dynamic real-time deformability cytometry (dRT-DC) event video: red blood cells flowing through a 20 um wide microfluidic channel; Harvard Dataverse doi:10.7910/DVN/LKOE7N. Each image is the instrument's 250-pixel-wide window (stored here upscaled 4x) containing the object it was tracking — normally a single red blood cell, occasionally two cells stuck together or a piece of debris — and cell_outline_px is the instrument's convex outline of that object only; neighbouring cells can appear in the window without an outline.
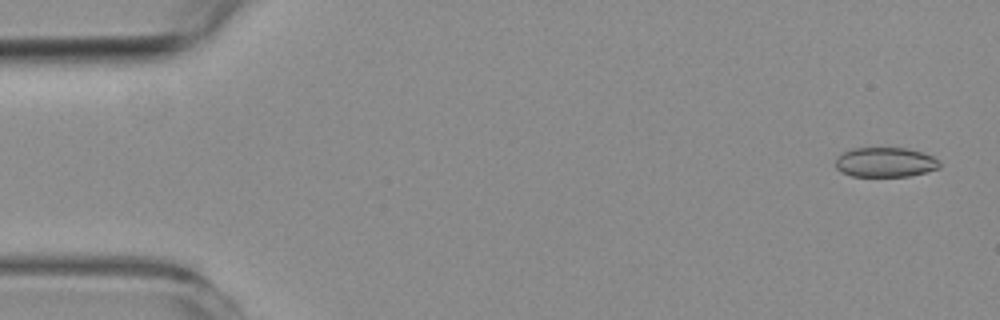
{"species": "common noctule bat (a hibernating species)", "species_latin": "Nyctalus noctula", "temperature_condition": "room temperature", "stored_images_in_passage": 6, "camera_frame_rate_fps": 3000, "um_per_image_px": 0.085, "animal": {"sex": "female", "body_mass_g": 19.3, "forearm_length_mm": 54.1}, "frame": {"image": 1, "passage_image": 2, "time_ms": 0.333, "image_size_px": [1000, 320], "cell_outline_px": [[940, 168], [908, 176], [852, 176], [840, 172], [836, 168], [836, 156], [852, 148], [908, 148], [924, 152], [940, 160]], "centroid_in_image_um": [75.25, 13.78], "position_along_channel_um": 9.8, "area_um2": 18.15}}